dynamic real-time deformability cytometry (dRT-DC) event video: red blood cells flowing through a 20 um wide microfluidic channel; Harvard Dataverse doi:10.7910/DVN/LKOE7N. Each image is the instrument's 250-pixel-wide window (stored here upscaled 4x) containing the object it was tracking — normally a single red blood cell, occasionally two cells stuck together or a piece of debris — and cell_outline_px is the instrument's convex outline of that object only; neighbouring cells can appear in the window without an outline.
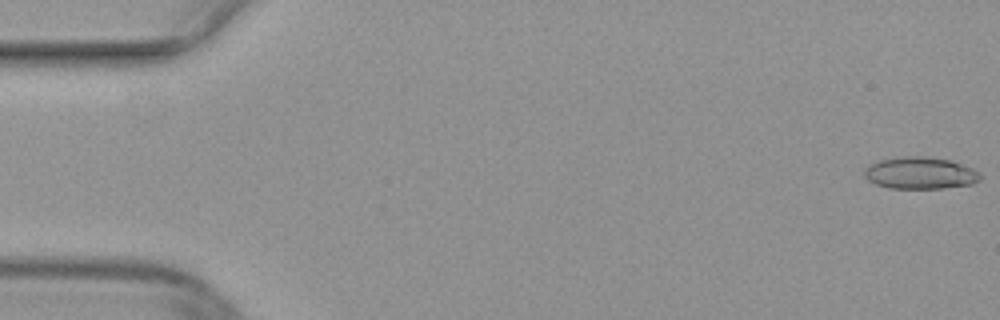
{"species": "common noctule bat (a hibernating species)", "species_latin": "Nyctalus noctula", "temperature_condition": "warm", "stored_images_in_passage": 11, "camera_frame_rate_fps": 3000, "um_per_image_px": 0.085, "animal": {"sex": "female", "body_mass_g": 29.2, "forearm_length_mm": 56.3}, "frame": {"image": 1, "passage_image": 1, "time_ms": 0.0, "image_size_px": [1000, 320], "cell_outline_px": [[980, 180], [972, 184], [944, 188], [888, 188], [876, 184], [868, 180], [864, 176], [864, 168], [868, 164], [880, 160], [908, 156], [920, 156], [948, 160], [972, 168], [980, 176]], "centroid_in_image_um": [78.16, 14.72], "position_along_channel_um": 6.8, "area_um2": 21.33}}